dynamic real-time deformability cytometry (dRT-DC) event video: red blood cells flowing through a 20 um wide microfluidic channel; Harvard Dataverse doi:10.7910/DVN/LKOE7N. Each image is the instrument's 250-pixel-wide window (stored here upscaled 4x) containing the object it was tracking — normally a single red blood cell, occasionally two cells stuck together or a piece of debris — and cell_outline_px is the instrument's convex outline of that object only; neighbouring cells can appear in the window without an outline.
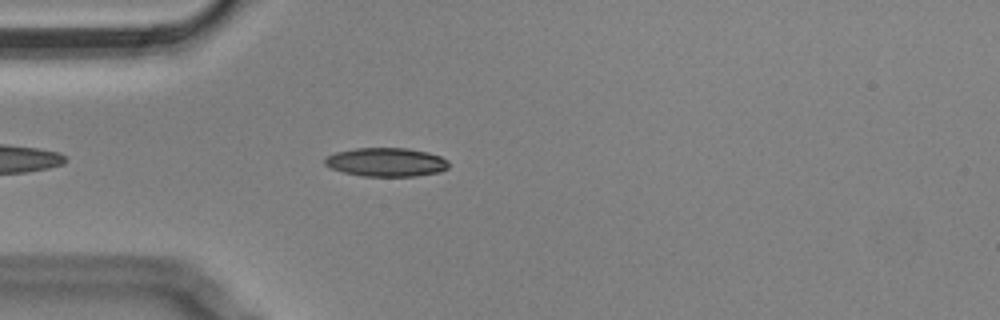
{"species": "Egyptian fruit bat (a non-hibernating species)", "species_latin": "Rousettus aegyptiacus", "temperature_condition": "cold", "stored_images_in_passage": 15, "camera_frame_rate_fps": 3000, "um_per_image_px": 0.085, "animal": {"sex": "male"}, "frame": {"image": 1, "passage_image": 7, "time_ms": 2.0, "image_size_px": [1000, 320], "cell_outline_px": [[448, 168], [440, 172], [416, 176], [364, 176], [344, 172], [332, 168], [324, 164], [324, 156], [336, 152], [356, 148], [408, 148], [428, 152], [440, 156], [448, 160]], "centroid_in_image_um": [32.83, 13.77], "position_along_channel_um": 52.2, "area_um2": 20.81}}
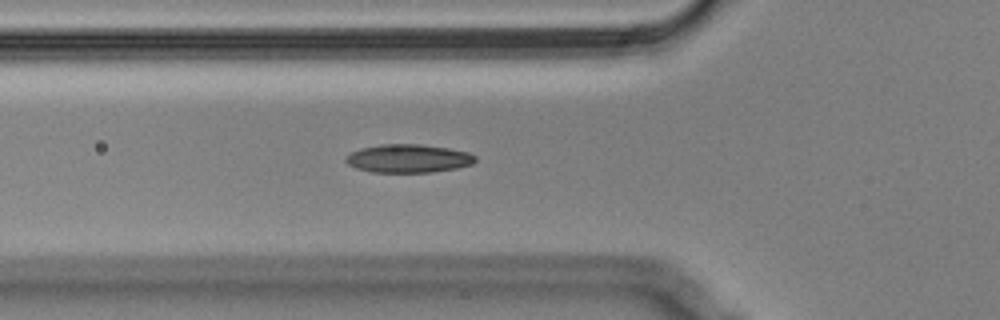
{"frame": {"image": 2, "passage_image": 11, "time_ms": 3.333, "image_size_px": [1000, 320], "cell_outline_px": [[476, 160], [472, 164], [456, 168], [432, 172], [372, 172], [356, 168], [348, 164], [344, 160], [352, 152], [360, 148], [380, 144], [420, 144], [448, 148], [468, 152], [476, 156]], "centroid_in_image_um": [34.71, 13.46], "position_along_channel_um": 91.1, "area_um2": 21.33}}